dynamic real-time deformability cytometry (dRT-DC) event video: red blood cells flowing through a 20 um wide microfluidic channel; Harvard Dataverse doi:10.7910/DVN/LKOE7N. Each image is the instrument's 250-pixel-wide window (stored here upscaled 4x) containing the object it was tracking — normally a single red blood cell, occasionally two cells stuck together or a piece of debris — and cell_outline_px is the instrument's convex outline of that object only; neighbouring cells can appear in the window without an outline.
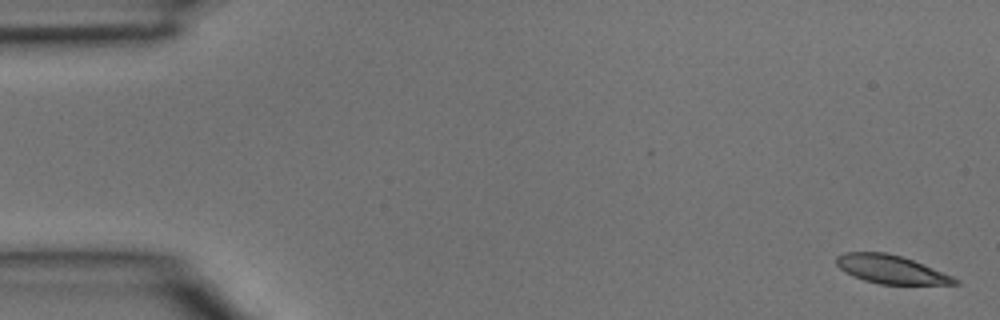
{"species": "common noctule bat (a hibernating species)", "species_latin": "Nyctalus noctula", "temperature_condition": "room temperature", "stored_images_in_passage": 4, "camera_frame_rate_fps": 3000, "um_per_image_px": 0.085, "animal": {"sex": "male", "body_mass_g": 15.6}, "frame": {"image": 1, "passage_image": 1, "time_ms": 0.0, "image_size_px": [1000, 320], "cell_outline_px": [[960, 284], [880, 284], [864, 280], [852, 276], [844, 272], [836, 264], [836, 256], [844, 252], [884, 252], [900, 256], [912, 260], [952, 276], [960, 280]], "centroid_in_image_um": [75.69, 22.9], "position_along_channel_um": 9.3, "area_um2": 19.42}}
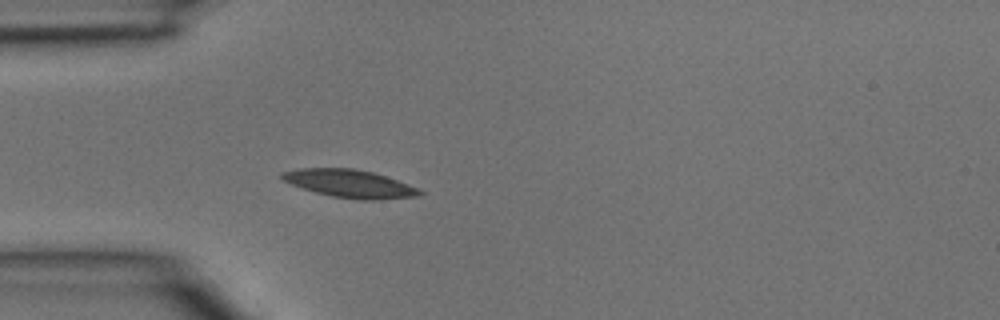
{"frame": {"image": 2, "passage_image": 4, "time_ms": 1.0, "image_size_px": [1000, 320], "cell_outline_px": [[424, 192], [420, 196], [380, 200], [364, 200], [332, 196], [316, 192], [292, 184], [284, 180], [280, 176], [280, 172], [296, 168], [352, 168], [372, 172], [408, 184]], "centroid_in_image_um": [29.72, 15.61], "position_along_channel_um": 55.3, "area_um2": 22.2}}